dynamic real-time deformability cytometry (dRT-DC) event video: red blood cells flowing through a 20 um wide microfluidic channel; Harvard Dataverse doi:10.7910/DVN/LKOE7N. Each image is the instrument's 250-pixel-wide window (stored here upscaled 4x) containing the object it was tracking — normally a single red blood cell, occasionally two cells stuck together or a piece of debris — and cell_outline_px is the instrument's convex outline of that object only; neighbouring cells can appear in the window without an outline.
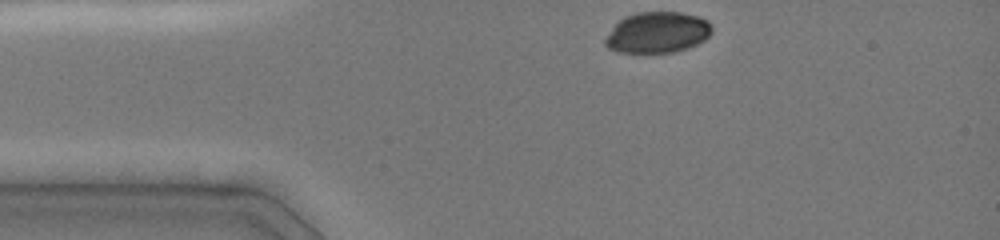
{"species": "common noctule bat (a hibernating species)", "species_latin": "Nyctalus noctula", "temperature_condition": "cold", "stored_images_in_passage": 4, "camera_frame_rate_fps": 3000, "um_per_image_px": 0.085, "animal": {"sex": "female", "body_mass_g": 19.0, "forearm_length_mm": 51.5}, "frame": {"image": 1, "passage_image": 1, "time_ms": 0.0, "image_size_px": [1000, 240], "cell_outline_px": [[712, 32], [704, 40], [688, 48], [672, 52], [616, 52], [608, 48], [604, 44], [604, 40], [612, 28], [624, 16], [636, 12], [680, 12], [700, 16], [708, 20], [712, 28]], "centroid_in_image_um": [55.88, 2.75], "position_along_channel_um": 29.1, "area_um2": 25.55}}